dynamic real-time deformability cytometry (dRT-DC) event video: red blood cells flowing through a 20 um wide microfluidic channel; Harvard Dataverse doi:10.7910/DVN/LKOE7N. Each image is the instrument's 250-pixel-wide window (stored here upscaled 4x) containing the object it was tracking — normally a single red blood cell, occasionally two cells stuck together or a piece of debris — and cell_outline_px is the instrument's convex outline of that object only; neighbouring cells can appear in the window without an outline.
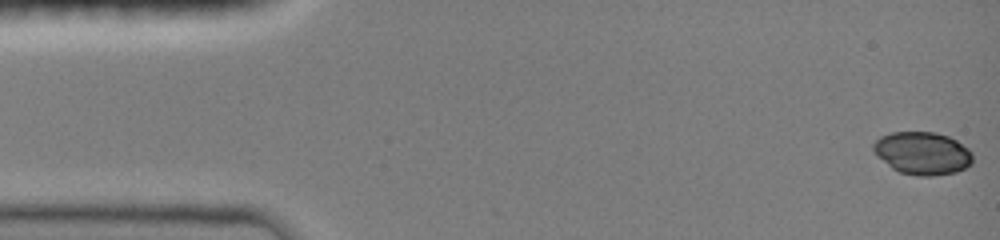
{"species": "common noctule bat (a hibernating species)", "species_latin": "Nyctalus noctula", "temperature_condition": "room temperature", "stored_images_in_passage": 47, "camera_frame_rate_fps": 3000, "um_per_image_px": 0.085, "animal": {"sex": "female", "body_mass_g": 19.0, "forearm_length_mm": 51.5}, "frame": {"image": 1, "passage_image": 1, "time_ms": 0.0, "image_size_px": [1000, 240], "cell_outline_px": [[972, 164], [956, 172], [932, 176], [920, 176], [900, 172], [892, 168], [872, 148], [872, 144], [880, 136], [892, 132], [936, 132], [948, 136], [956, 140], [968, 148], [972, 152]], "centroid_in_image_um": [78.44, 13.01], "position_along_channel_um": 6.6, "area_um2": 24.57}}
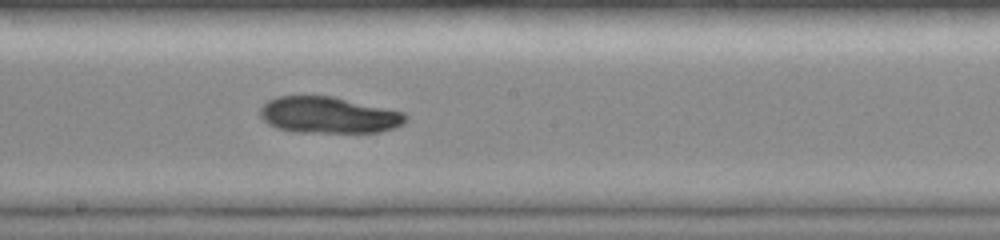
{"frame": {"image": 2, "passage_image": 26, "time_ms": 8.333, "image_size_px": [1000, 240], "cell_outline_px": [[408, 116], [404, 124], [396, 128], [380, 132], [292, 132], [276, 128], [268, 124], [260, 116], [260, 108], [268, 100], [276, 96], [332, 96], [404, 112]], "centroid_in_image_um": [27.93, 9.79], "position_along_channel_um": 220.3, "area_um2": 31.04}}
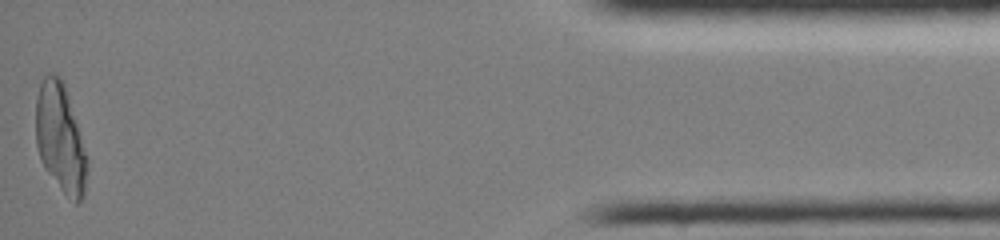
{"frame": {"image": 3, "passage_image": 47, "time_ms": 15.333, "image_size_px": [1000, 240], "cell_outline_px": [[88, 168], [84, 196], [76, 204], [60, 188], [44, 168], [40, 160], [36, 144], [36, 96], [40, 84], [44, 76], [48, 72], [52, 72], [60, 76], [64, 84], [88, 156]], "centroid_in_image_um": [5.13, 11.75], "position_along_channel_um": 430.1, "area_um2": 32.66}}